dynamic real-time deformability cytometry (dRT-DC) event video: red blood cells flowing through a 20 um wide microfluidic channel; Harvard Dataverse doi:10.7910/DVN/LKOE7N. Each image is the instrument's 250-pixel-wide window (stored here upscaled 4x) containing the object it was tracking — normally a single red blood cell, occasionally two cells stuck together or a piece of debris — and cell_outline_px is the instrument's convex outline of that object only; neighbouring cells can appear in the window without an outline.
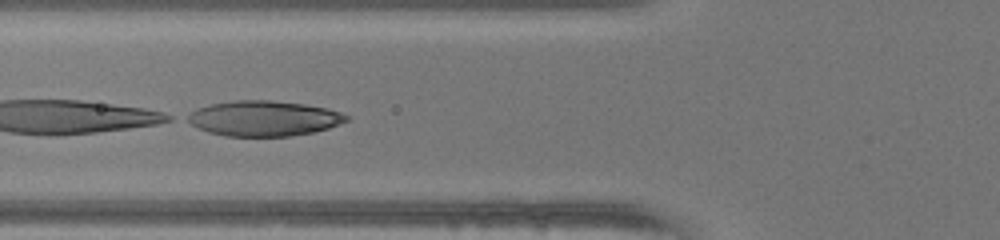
{"species": "human", "species_latin": "Homo sapiens", "temperature_condition": "warm", "stored_images_in_passage": 48, "camera_frame_rate_fps": 3000, "um_per_image_px": 0.085, "donor": {"sex": "female"}, "frame": {"image": 1, "passage_image": 19, "time_ms": 6.0, "image_size_px": [1000, 240], "cell_outline_px": [[352, 116], [348, 120], [328, 128], [312, 132], [288, 136], [224, 136], [208, 132], [184, 120], [184, 116], [196, 108], [208, 104], [236, 100], [268, 100], [304, 104], [328, 108]], "centroid_in_image_um": [22.38, 10.05], "position_along_channel_um": 103.4, "area_um2": 32.83}}
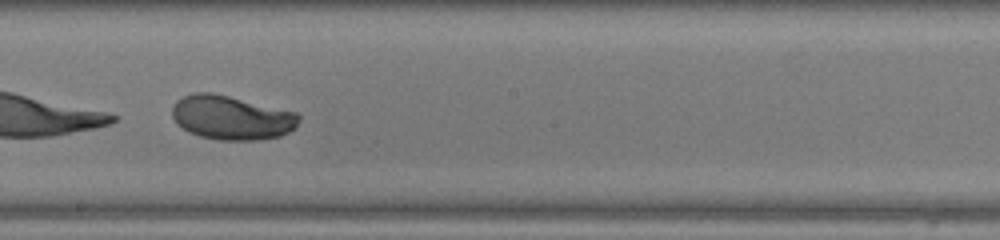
{"frame": {"image": 2, "passage_image": 28, "time_ms": 9.0, "image_size_px": [1000, 240], "cell_outline_px": [[300, 120], [296, 128], [280, 136], [260, 140], [220, 140], [200, 136], [188, 132], [176, 124], [172, 116], [172, 108], [176, 100], [184, 96], [196, 92], [212, 92], [296, 112], [300, 116]], "centroid_in_image_um": [19.67, 10.0], "position_along_channel_um": 228.5, "area_um2": 32.71}}
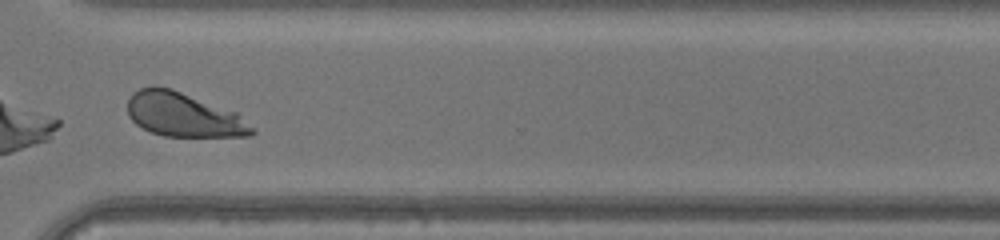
{"frame": {"image": 3, "passage_image": 37, "time_ms": 12.0, "image_size_px": [1000, 240], "cell_outline_px": [[256, 132], [252, 136], [164, 136], [152, 132], [136, 124], [128, 116], [128, 100], [132, 92], [140, 88], [172, 88], [236, 112], [256, 128]], "centroid_in_image_um": [15.64, 9.77], "position_along_channel_um": 355.0, "area_um2": 31.79}, "authors_computed_cell_mechanics": {"area_um2": 45.951, "velocity_mm_per_s": 4.1763, "shape_relaxation_time_tau1_ms": 1.4572, "shape_relaxation_time_tau2_ms": 1.4285, "deformation_change_tau1": 0.36, "deformation_change_tau2": 0.0506}}